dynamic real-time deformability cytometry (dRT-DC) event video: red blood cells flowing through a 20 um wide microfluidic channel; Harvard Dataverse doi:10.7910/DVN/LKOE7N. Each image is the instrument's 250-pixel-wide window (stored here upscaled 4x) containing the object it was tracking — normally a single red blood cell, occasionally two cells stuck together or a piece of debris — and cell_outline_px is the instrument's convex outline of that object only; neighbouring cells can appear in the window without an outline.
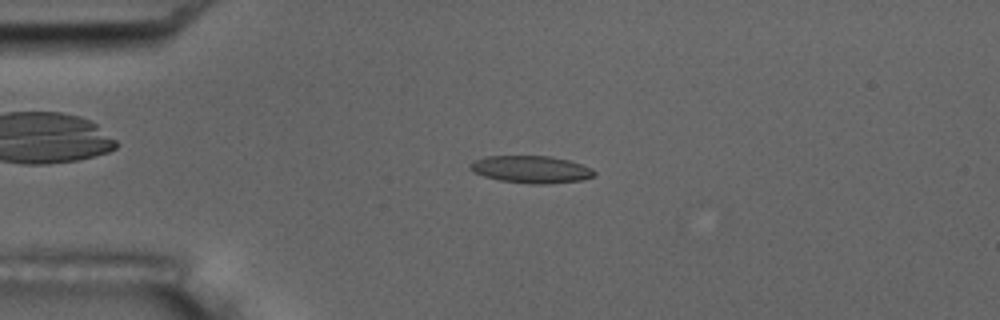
{"species": "common noctule bat (a hibernating species)", "species_latin": "Nyctalus noctula", "temperature_condition": "room temperature", "stored_images_in_passage": 48, "camera_frame_rate_fps": 3000, "um_per_image_px": 0.085, "animal": {"sex": "male", "body_mass_g": 17.5, "forearm_length_mm": 52.3}, "frame": {"image": 1, "passage_image": 6, "time_ms": 1.667, "image_size_px": [1000, 320], "cell_outline_px": [[596, 176], [584, 180], [544, 184], [528, 184], [500, 180], [484, 176], [472, 172], [468, 168], [468, 164], [484, 156], [552, 156], [568, 160], [592, 168], [596, 172]], "centroid_in_image_um": [45.15, 14.4], "position_along_channel_um": 39.9, "area_um2": 19.94}}
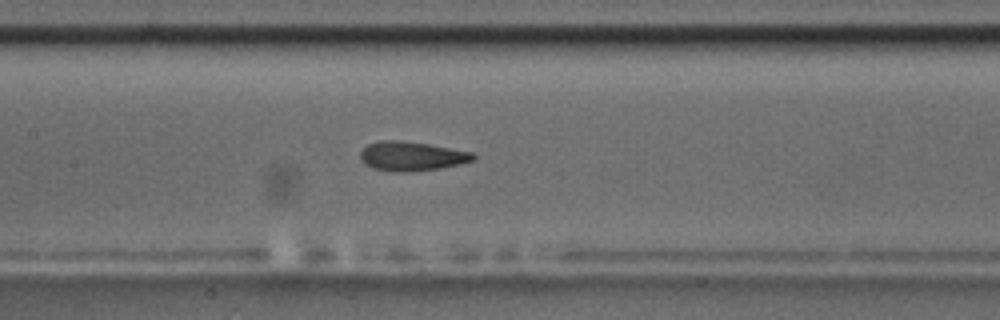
{"frame": {"image": 2, "passage_image": 19, "time_ms": 6.0, "image_size_px": [1000, 320], "cell_outline_px": [[476, 156], [472, 160], [460, 164], [440, 168], [408, 172], [392, 172], [376, 168], [364, 164], [360, 160], [360, 152], [368, 144], [380, 140], [400, 140], [428, 144], [476, 152]], "centroid_in_image_um": [35.0, 13.27], "position_along_channel_um": 172.4, "area_um2": 19.36}}
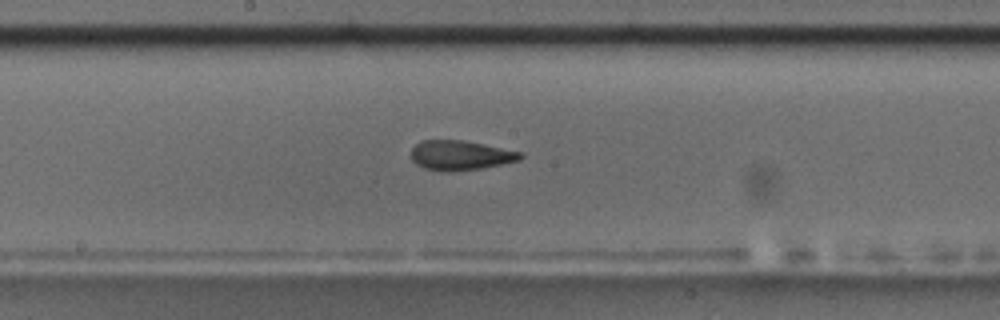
{"frame": {"image": 3, "passage_image": 22, "time_ms": 7.0, "image_size_px": [1000, 320], "cell_outline_px": [[524, 156], [520, 160], [484, 168], [452, 172], [440, 172], [424, 168], [416, 164], [412, 160], [412, 148], [420, 140], [464, 140], [524, 152]], "centroid_in_image_um": [39.16, 13.21], "position_along_channel_um": 209.0, "area_um2": 19.25}, "authors_computed_cell_mechanics": {"area_um2": 19.1318, "velocity_mm_per_s": 3.7016, "shape_relaxation_time_tau1_ms": 4.4825, "shape_relaxation_time_tau2_ms": 1.9052, "deformation_change_tau1": 0.1505, "deformation_change_tau2": 0.0944}}